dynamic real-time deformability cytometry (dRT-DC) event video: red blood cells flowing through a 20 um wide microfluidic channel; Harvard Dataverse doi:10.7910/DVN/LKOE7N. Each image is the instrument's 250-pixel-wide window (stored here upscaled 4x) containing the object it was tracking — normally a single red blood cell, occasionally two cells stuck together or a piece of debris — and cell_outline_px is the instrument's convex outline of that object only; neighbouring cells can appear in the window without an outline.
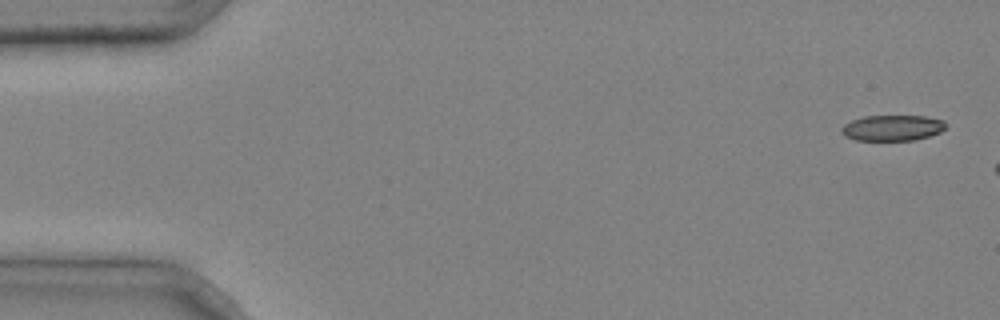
{"species": "common noctule bat (a hibernating species)", "species_latin": "Nyctalus noctula", "temperature_condition": "cold", "stored_images_in_passage": 3, "camera_frame_rate_fps": 3000, "um_per_image_px": 0.085, "animal": {"sex": "male", "body_mass_g": 20.4}, "frame": {"image": 1, "passage_image": 1, "time_ms": 0.0, "image_size_px": [1000, 320], "cell_outline_px": [[948, 124], [940, 132], [916, 140], [856, 140], [844, 136], [840, 132], [840, 128], [844, 124], [852, 120], [864, 116], [924, 116], [944, 120]], "centroid_in_image_um": [75.84, 10.87], "position_along_channel_um": 9.2, "area_um2": 15.72}}